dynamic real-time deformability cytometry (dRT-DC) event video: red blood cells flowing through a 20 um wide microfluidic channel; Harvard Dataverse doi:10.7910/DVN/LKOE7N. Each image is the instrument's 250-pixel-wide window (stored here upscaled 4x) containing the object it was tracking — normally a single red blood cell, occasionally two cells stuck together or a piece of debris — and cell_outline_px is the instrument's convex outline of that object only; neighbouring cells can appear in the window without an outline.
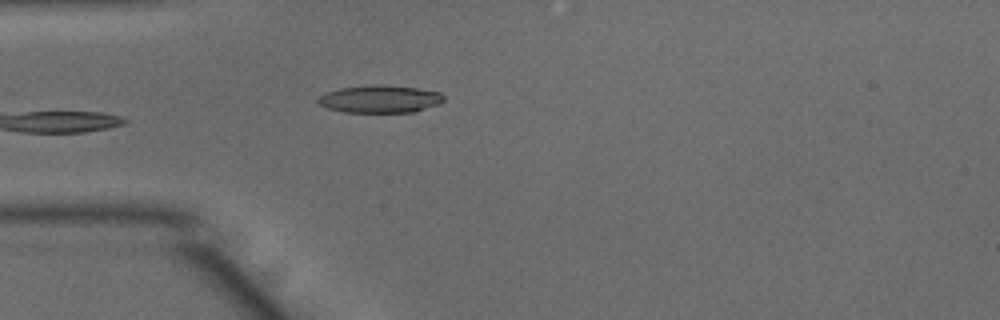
{"species": "common noctule bat (a hibernating species)", "species_latin": "Nyctalus noctula", "temperature_condition": "warm", "stored_images_in_passage": 8, "camera_frame_rate_fps": 3000, "um_per_image_px": 0.085, "animal": {"sex": "male", "body_mass_g": 15.6}, "frame": {"image": 1, "passage_image": 1, "time_ms": 0.0, "image_size_px": [1000, 320], "cell_outline_px": [[444, 100], [436, 104], [412, 112], [344, 112], [328, 108], [320, 104], [316, 100], [320, 96], [328, 92], [340, 88], [372, 84], [380, 84], [416, 88], [440, 92], [444, 96]], "centroid_in_image_um": [32.27, 8.41], "position_along_channel_um": 52.7, "area_um2": 19.94}}